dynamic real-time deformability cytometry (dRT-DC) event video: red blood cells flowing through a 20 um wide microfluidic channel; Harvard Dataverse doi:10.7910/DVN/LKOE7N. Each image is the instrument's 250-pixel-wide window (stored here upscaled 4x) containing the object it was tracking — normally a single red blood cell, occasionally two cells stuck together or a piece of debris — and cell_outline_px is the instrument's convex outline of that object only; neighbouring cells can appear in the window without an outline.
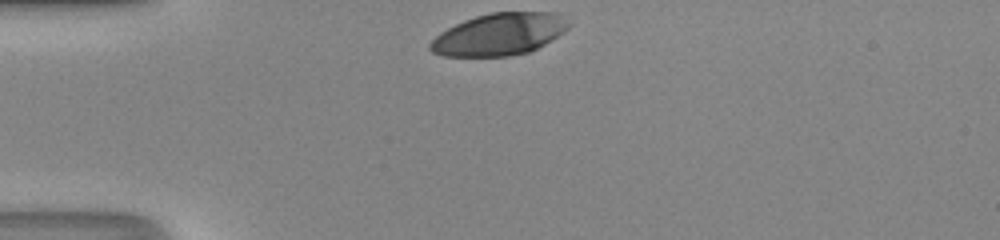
{"species": "human", "species_latin": "Homo sapiens", "temperature_condition": "room temperature", "stored_images_in_passage": 28, "camera_frame_rate_fps": 3000, "um_per_image_px": 0.085, "donor": {"sex": "male"}, "frame": {"image": 1, "passage_image": 1, "time_ms": 0.0, "image_size_px": [1000, 240], "cell_outline_px": [[572, 24], [568, 28], [544, 44], [528, 52], [508, 56], [444, 56], [432, 52], [428, 48], [428, 44], [440, 32], [464, 20], [476, 16], [492, 12], [556, 12]], "centroid_in_image_um": [42.42, 2.91], "position_along_channel_um": 42.6, "area_um2": 33.76}}
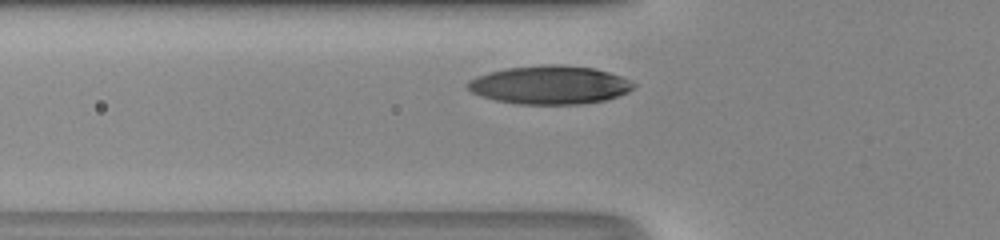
{"frame": {"image": 2, "passage_image": 6, "time_ms": 1.667, "image_size_px": [1000, 240], "cell_outline_px": [[636, 84], [628, 92], [604, 100], [580, 104], [520, 104], [496, 100], [472, 92], [468, 88], [468, 80], [476, 76], [504, 68], [548, 64], [560, 64], [592, 68], [608, 72], [620, 76]], "centroid_in_image_um": [46.72, 7.21], "position_along_channel_um": 79.1, "area_um2": 36.82}}
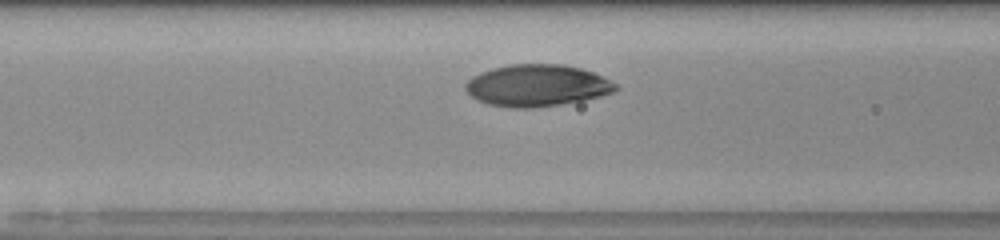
{"frame": {"image": 3, "passage_image": 9, "time_ms": 2.667, "image_size_px": [1000, 240], "cell_outline_px": [[620, 88], [612, 92], [600, 96], [584, 100], [560, 104], [532, 108], [512, 108], [488, 104], [476, 100], [464, 88], [464, 84], [472, 76], [480, 72], [492, 68], [508, 64], [564, 64], [580, 68], [604, 76], [616, 84]], "centroid_in_image_um": [45.63, 7.26], "position_along_channel_um": 121.0, "area_um2": 36.76}, "authors_computed_cell_mechanics": {"area_um2": 36.2695, "velocity_mm_per_s": 4.1651, "shape_relaxation_time_tau1_ms": 2.306, "shape_relaxation_time_tau2_ms": null, "deformation_change_tau1": 0.145, "deformation_change_tau2": null}}